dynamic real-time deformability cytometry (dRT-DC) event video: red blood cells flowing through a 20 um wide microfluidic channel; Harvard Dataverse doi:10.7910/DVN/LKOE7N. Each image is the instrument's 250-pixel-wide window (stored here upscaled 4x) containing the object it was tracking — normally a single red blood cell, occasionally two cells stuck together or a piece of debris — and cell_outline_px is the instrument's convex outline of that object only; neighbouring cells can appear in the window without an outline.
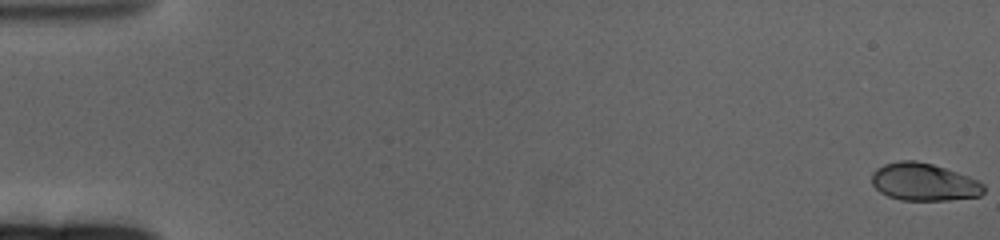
{"species": "human", "species_latin": "Homo sapiens", "temperature_condition": "cold", "stored_images_in_passage": 64, "camera_frame_rate_fps": 3000, "um_per_image_px": 0.085, "donor": {"sex": "female"}, "frame": {"image": 1, "passage_image": 1, "time_ms": 0.0, "image_size_px": [1000, 240], "cell_outline_px": [[984, 192], [980, 196], [948, 200], [900, 200], [888, 196], [880, 192], [872, 184], [872, 172], [876, 168], [884, 164], [900, 160], [916, 160], [932, 164], [968, 176], [984, 184]], "centroid_in_image_um": [78.51, 15.47], "position_along_channel_um": 6.5, "area_um2": 24.51}}
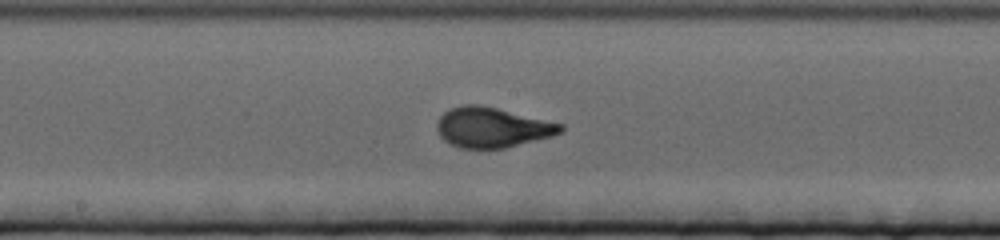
{"frame": {"image": 2, "passage_image": 35, "time_ms": 11.333, "image_size_px": [1000, 240], "cell_outline_px": [[564, 128], [560, 132], [552, 136], [504, 148], [460, 148], [444, 140], [440, 136], [436, 128], [436, 124], [440, 116], [448, 108], [460, 104], [480, 104], [564, 124]], "centroid_in_image_um": [41.8, 10.81], "position_along_channel_um": 206.4, "area_um2": 28.9}}
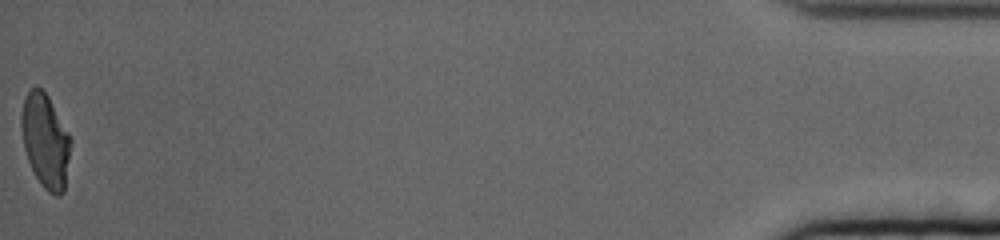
{"frame": {"image": 3, "passage_image": 64, "time_ms": 21.0, "image_size_px": [1000, 240], "cell_outline_px": [[72, 140], [64, 192], [60, 196], [56, 196], [48, 192], [40, 184], [28, 160], [24, 148], [20, 124], [20, 116], [24, 96], [32, 88], [40, 88], [48, 96], [68, 132]], "centroid_in_image_um": [3.86, 11.99], "position_along_channel_um": 431.3, "area_um2": 27.05}, "authors_computed_cell_mechanics": {"area_um2": 27.0793, "velocity_mm_per_s": 3.2661, "shape_relaxation_time_tau1_ms": 3.9991, "shape_relaxation_time_tau2_ms": null, "deformation_change_tau1": 0.1782, "deformation_change_tau2": null}}